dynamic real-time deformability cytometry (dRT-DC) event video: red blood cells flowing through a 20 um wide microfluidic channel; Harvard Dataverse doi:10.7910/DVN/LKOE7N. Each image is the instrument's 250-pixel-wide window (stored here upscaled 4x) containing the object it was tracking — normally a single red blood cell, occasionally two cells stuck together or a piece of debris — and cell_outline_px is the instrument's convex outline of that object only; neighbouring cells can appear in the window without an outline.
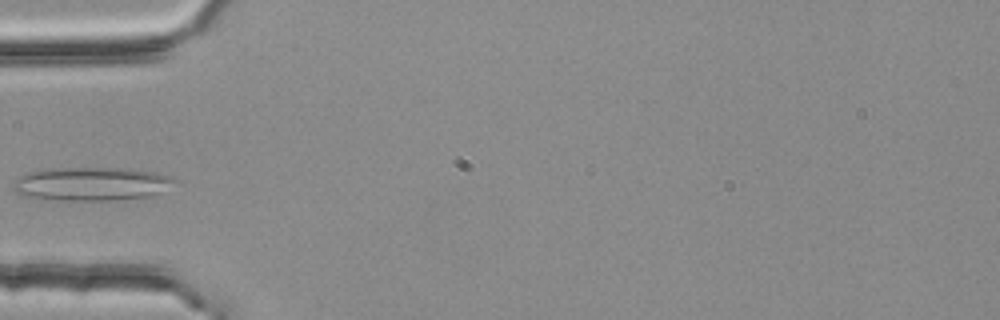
{"species": "common noctule bat (a hibernating species)", "species_latin": "Nyctalus noctula", "temperature_condition": "room temperature", "stored_images_in_passage": 3, "camera_frame_rate_fps": 3000, "um_per_image_px": 0.085, "animal": {"sex": "female", "body_mass_g": 25.1}, "frame": {"image": 1, "passage_image": 3, "time_ms": 0.667, "image_size_px": [1000, 320], "cell_outline_px": [[176, 180], [164, 192], [152, 196], [112, 200], [44, 200], [24, 196], [16, 192], [12, 188], [12, 184], [16, 176], [28, 172], [48, 168], [132, 168], [156, 172], [168, 176]], "centroid_in_image_um": [7.72, 15.63], "position_along_channel_um": 77.3, "area_um2": 32.08}}